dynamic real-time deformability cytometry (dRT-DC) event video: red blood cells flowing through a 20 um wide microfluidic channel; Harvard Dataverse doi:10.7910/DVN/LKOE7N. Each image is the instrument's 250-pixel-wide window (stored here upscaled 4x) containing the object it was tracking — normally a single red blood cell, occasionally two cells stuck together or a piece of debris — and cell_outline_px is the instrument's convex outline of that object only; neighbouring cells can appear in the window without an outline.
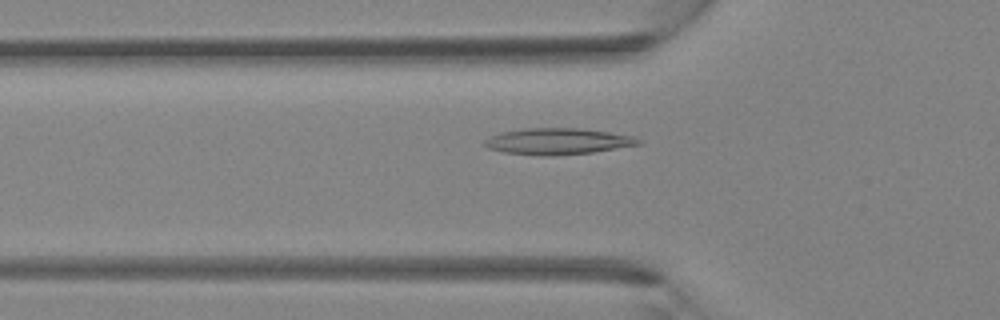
{"species": "Egyptian fruit bat (a non-hibernating species)", "species_latin": "Rousettus aegyptiacus", "temperature_condition": "room temperature", "stored_images_in_passage": 40, "camera_frame_rate_fps": 3000, "um_per_image_px": 0.085, "animal": {"sex": "female"}, "frame": {"image": 1, "passage_image": 14, "time_ms": 4.333, "image_size_px": [1000, 320], "cell_outline_px": [[644, 144], [592, 152], [552, 156], [540, 156], [504, 152], [488, 148], [484, 144], [484, 140], [492, 136], [504, 132], [524, 128], [576, 128], [608, 132], [636, 136]], "centroid_in_image_um": [47.45, 12.02], "position_along_channel_um": 78.3, "area_um2": 23.52}}
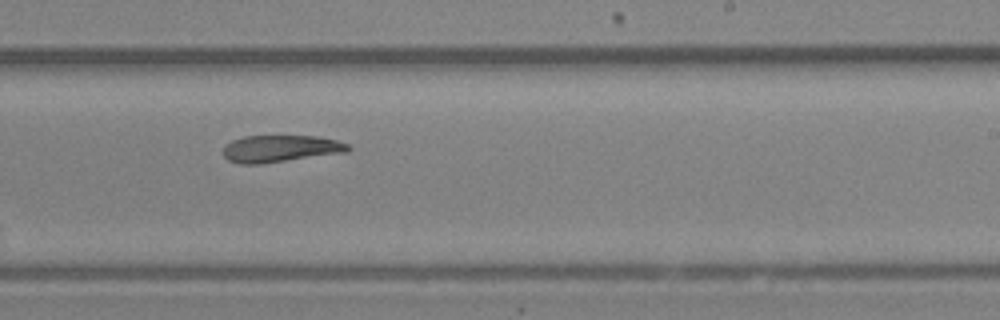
{"frame": {"image": 2, "passage_image": 25, "time_ms": 8.0, "image_size_px": [1000, 320], "cell_outline_px": [[352, 148], [348, 152], [260, 164], [240, 164], [228, 160], [224, 156], [224, 148], [232, 140], [244, 136], [316, 136], [336, 140], [348, 144]], "centroid_in_image_um": [23.86, 12.64], "position_along_channel_um": 265.1, "area_um2": 19.59}}
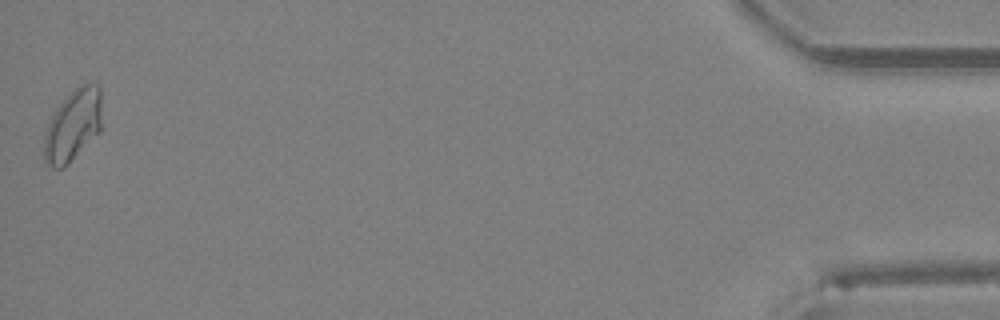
{"frame": {"image": 3, "passage_image": 40, "time_ms": 13.0, "image_size_px": [1000, 320], "cell_outline_px": [[100, 132], [64, 168], [52, 168], [44, 160], [44, 132], [52, 116], [60, 104], [80, 84], [100, 84]], "centroid_in_image_um": [6.19, 10.69], "position_along_channel_um": 429.0, "area_um2": 23.81}}